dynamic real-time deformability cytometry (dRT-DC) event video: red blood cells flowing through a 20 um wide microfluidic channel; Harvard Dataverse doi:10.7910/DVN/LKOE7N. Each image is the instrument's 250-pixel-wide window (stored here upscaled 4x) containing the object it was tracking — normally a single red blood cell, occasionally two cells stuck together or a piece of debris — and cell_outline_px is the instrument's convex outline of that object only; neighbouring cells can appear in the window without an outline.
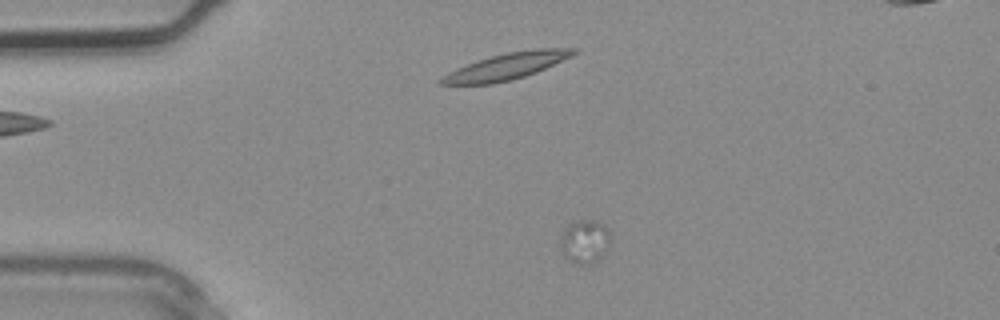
{"species": "common noctule bat (a hibernating species)", "species_latin": "Nyctalus noctula", "temperature_condition": "warm", "stored_images_in_passage": 2, "camera_frame_rate_fps": 3000, "um_per_image_px": 0.085, "animal": {"sex": "male", "body_mass_g": 20.4}, "frame": {"image": 1, "passage_image": 2, "time_ms": 0.333, "image_size_px": [1000, 320], "cell_outline_px": [[608, 240], [596, 260], [584, 264], [576, 264], [564, 252], [560, 244], [564, 228], [568, 224], [580, 220], [596, 220], [604, 224], [608, 228]], "centroid_in_image_um": [49.66, 20.44], "position_along_channel_um": 35.3, "area_um2": 11.79}}